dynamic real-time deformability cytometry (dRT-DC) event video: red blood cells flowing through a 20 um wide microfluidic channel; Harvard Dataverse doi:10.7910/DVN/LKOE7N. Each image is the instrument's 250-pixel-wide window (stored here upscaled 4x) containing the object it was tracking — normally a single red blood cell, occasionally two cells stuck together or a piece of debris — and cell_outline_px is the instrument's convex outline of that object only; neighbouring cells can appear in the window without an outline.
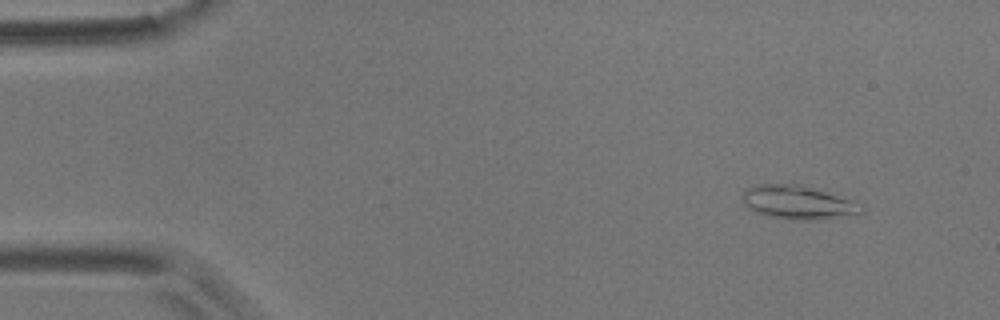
{"species": "common noctule bat (a hibernating species)", "species_latin": "Nyctalus noctula", "temperature_condition": "room temperature", "stored_images_in_passage": 5, "camera_frame_rate_fps": 3000, "um_per_image_px": 0.085, "animal": {"sex": "male", "body_mass_g": 17.9}, "frame": {"image": 1, "passage_image": 2, "time_ms": 0.333, "image_size_px": [1000, 320], "cell_outline_px": [[864, 212], [820, 220], [792, 220], [768, 216], [756, 212], [748, 208], [744, 204], [744, 192], [748, 188], [760, 184], [792, 184], [808, 188], [852, 200], [864, 204]], "centroid_in_image_um": [67.84, 17.24], "position_along_channel_um": 17.2, "area_um2": 22.77}}